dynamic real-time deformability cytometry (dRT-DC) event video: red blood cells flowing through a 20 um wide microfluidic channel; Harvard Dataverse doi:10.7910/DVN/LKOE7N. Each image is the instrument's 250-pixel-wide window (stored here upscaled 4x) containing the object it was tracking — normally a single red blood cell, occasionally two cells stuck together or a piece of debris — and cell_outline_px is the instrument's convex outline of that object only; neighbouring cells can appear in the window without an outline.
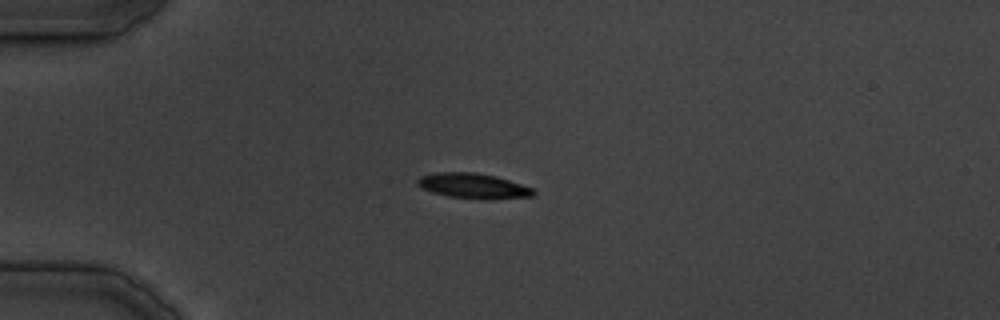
{"species": "common noctule bat (a hibernating species)", "species_latin": "Nyctalus noctula", "temperature_condition": "cold", "stored_images_in_passage": 3, "camera_frame_rate_fps": 3000, "um_per_image_px": 0.085, "animal": {"sex": "male", "body_mass_g": 19.5, "forearm_length_mm": 54.6}, "frame": {"image": 1, "passage_image": 1, "time_ms": 0.0, "image_size_px": [1000, 320], "cell_outline_px": [[536, 192], [532, 196], [488, 200], [480, 200], [448, 196], [432, 192], [420, 188], [416, 184], [416, 180], [420, 176], [436, 172], [476, 172], [496, 176], [532, 188]], "centroid_in_image_um": [40.18, 15.81], "position_along_channel_um": 44.8, "area_um2": 17.22}}